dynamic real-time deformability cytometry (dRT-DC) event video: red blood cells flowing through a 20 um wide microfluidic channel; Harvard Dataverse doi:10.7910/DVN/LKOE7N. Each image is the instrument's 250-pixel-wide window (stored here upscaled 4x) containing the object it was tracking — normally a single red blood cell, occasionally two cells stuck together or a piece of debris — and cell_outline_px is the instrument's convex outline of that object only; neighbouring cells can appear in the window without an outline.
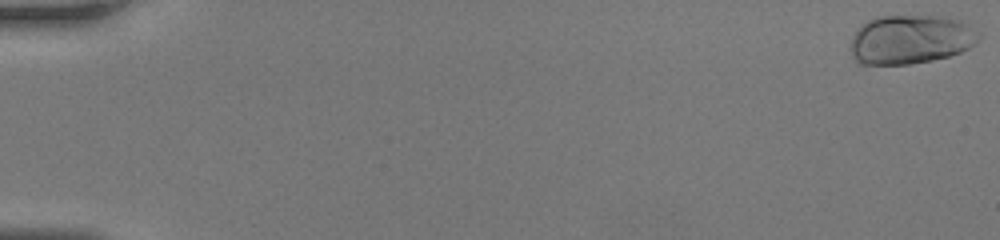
{"species": "human", "species_latin": "Homo sapiens", "temperature_condition": "room temperature", "stored_images_in_passage": 49, "camera_frame_rate_fps": 3000, "um_per_image_px": 0.085, "donor": {"sex": "female"}, "frame": {"image": 1, "passage_image": 1, "time_ms": 0.0, "image_size_px": [1000, 240], "cell_outline_px": [[980, 36], [976, 44], [960, 52], [948, 56], [932, 60], [908, 64], [860, 64], [852, 56], [852, 36], [868, 20], [876, 16], [948, 16], [960, 20], [968, 24], [980, 32]], "centroid_in_image_um": [77.44, 3.34], "position_along_channel_um": 7.6, "area_um2": 36.65}}
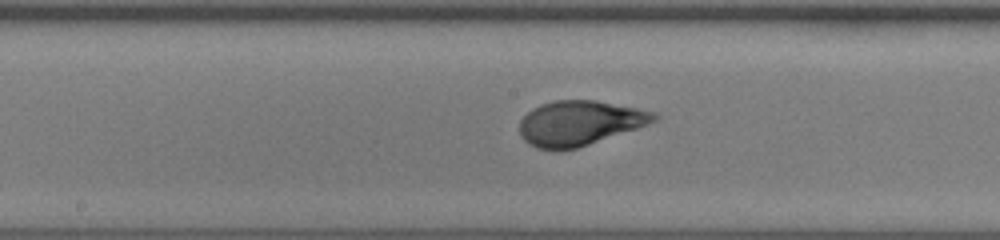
{"frame": {"image": 2, "passage_image": 27, "time_ms": 8.667, "image_size_px": [1000, 240], "cell_outline_px": [[660, 116], [656, 120], [648, 124], [576, 148], [556, 152], [536, 148], [528, 144], [520, 136], [520, 120], [532, 108], [540, 104], [552, 100], [596, 100], [656, 112]], "centroid_in_image_um": [49.21, 10.47], "position_along_channel_um": 199.0, "area_um2": 35.2}}
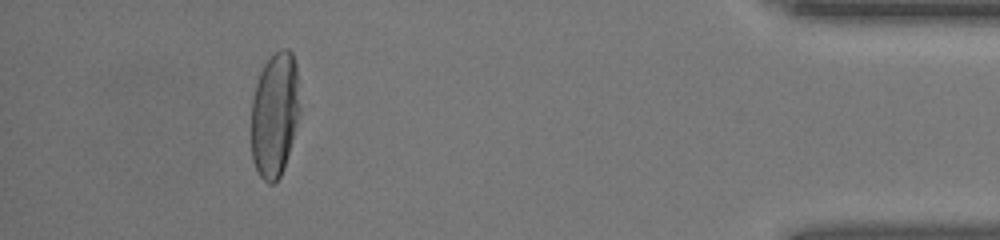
{"frame": {"image": 3, "passage_image": 45, "time_ms": 14.667, "image_size_px": [1000, 240], "cell_outline_px": [[300, 112], [284, 168], [280, 176], [272, 184], [268, 184], [260, 176], [252, 160], [252, 100], [256, 84], [260, 72], [264, 64], [280, 48], [288, 48], [292, 52], [296, 64], [300, 108]], "centroid_in_image_um": [23.36, 9.72], "position_along_channel_um": 411.8, "area_um2": 35.26}}